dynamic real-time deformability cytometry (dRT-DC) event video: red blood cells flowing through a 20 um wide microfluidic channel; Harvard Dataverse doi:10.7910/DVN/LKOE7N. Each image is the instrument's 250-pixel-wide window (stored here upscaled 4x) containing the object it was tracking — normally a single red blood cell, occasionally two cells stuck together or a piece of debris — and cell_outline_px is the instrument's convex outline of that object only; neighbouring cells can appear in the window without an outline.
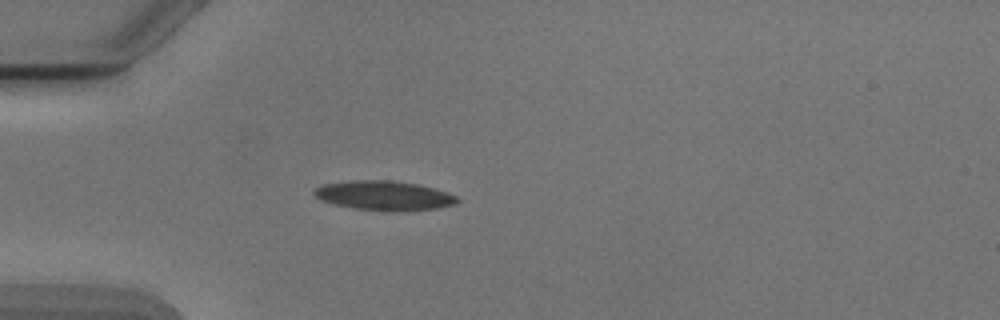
{"species": "Egyptian fruit bat (a non-hibernating species)", "species_latin": "Rousettus aegyptiacus", "temperature_condition": "cold", "stored_images_in_passage": 5, "camera_frame_rate_fps": 3000, "um_per_image_px": 0.085, "animal": {"sex": "male"}, "frame": {"image": 1, "passage_image": 5, "time_ms": 4.667, "image_size_px": [1000, 320], "cell_outline_px": [[460, 200], [456, 204], [436, 208], [392, 212], [356, 208], [336, 204], [320, 200], [312, 192], [316, 188], [324, 184], [352, 180], [388, 180], [416, 184], [432, 188], [456, 196]], "centroid_in_image_um": [32.64, 16.63], "position_along_channel_um": 52.4, "area_um2": 24.22}}